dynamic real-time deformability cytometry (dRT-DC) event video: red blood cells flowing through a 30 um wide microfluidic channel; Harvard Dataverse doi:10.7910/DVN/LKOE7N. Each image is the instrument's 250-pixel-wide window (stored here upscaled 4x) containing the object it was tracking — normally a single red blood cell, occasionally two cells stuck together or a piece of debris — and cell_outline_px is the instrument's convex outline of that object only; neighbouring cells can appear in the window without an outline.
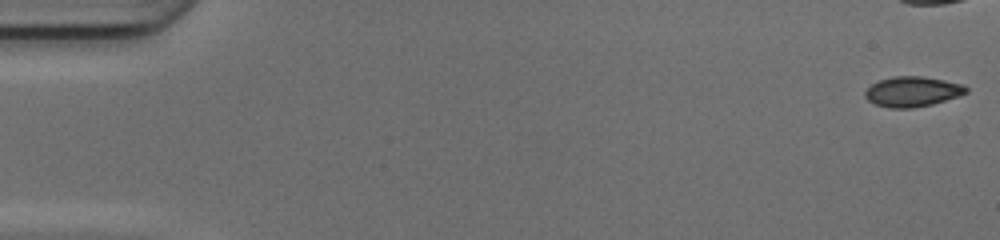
{"species": "common noctule bat (a hibernating species)", "species_latin": "Nyctalus noctula", "temperature_condition": "cold", "stored_images_in_passage": 40, "camera_frame_rate_fps": 3000, "um_per_image_px": 0.085, "animal": {"sex": "female", "body_mass_g": 17.0, "forearm_length_mm": 48.0}, "frame": {"image": 1, "passage_image": 1, "time_ms": 0.0, "image_size_px": [1000, 240], "cell_outline_px": [[968, 92], [960, 96], [932, 104], [912, 108], [888, 108], [876, 104], [868, 100], [864, 96], [864, 92], [872, 84], [880, 80], [892, 76], [924, 76], [964, 84], [968, 88]], "centroid_in_image_um": [77.58, 7.78], "position_along_channel_um": 7.4, "area_um2": 17.86}}
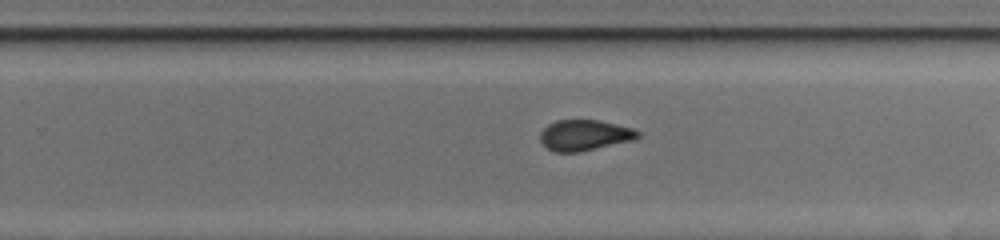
{"frame": {"image": 2, "passage_image": 32, "time_ms": 10.333, "image_size_px": [1000, 240], "cell_outline_px": [[640, 136], [632, 140], [580, 152], [556, 152], [548, 148], [540, 140], [540, 132], [548, 124], [556, 120], [600, 120], [632, 128], [640, 132]], "centroid_in_image_um": [49.68, 11.48], "position_along_channel_um": 280.1, "area_um2": 17.4}}
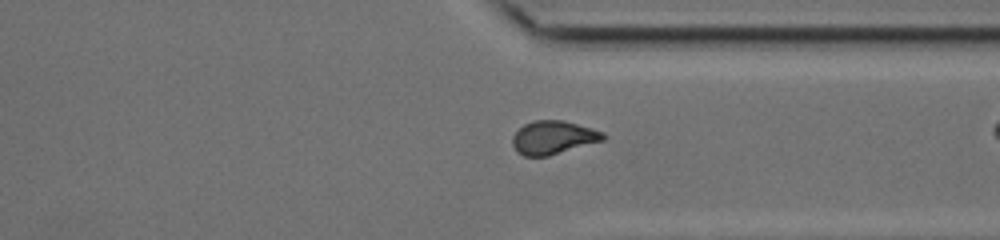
{"frame": {"image": 3, "passage_image": 38, "time_ms": 12.333, "image_size_px": [1000, 240], "cell_outline_px": [[608, 136], [604, 140], [548, 156], [524, 156], [512, 144], [512, 136], [524, 124], [532, 120], [564, 120], [592, 128], [604, 132]], "centroid_in_image_um": [47.06, 11.67], "position_along_channel_um": 364.3, "area_um2": 17.63}}